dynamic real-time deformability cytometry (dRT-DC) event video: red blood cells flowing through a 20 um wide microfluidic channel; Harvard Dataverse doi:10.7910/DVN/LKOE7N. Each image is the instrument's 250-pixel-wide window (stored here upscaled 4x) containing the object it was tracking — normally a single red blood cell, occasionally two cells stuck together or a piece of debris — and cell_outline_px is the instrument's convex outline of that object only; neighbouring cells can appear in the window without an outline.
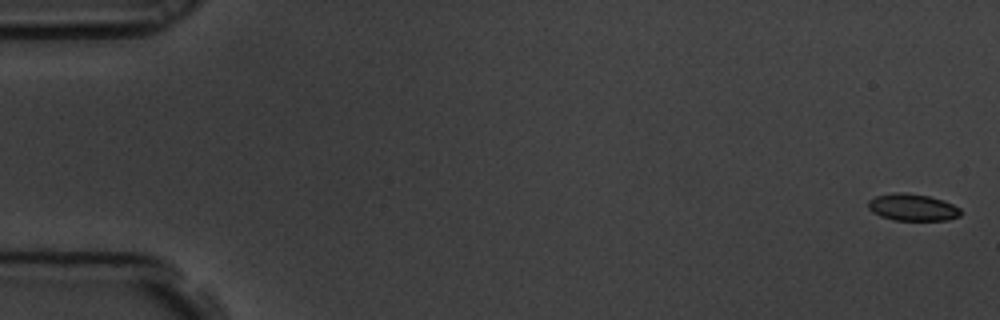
{"species": "common noctule bat (a hibernating species)", "species_latin": "Nyctalus noctula", "temperature_condition": "room temperature", "stored_images_in_passage": 6, "camera_frame_rate_fps": 3000, "um_per_image_px": 0.085, "animal": {"sex": "male", "body_mass_g": 19.5, "forearm_length_mm": 54.6}, "frame": {"image": 1, "passage_image": 1, "time_ms": 0.0, "image_size_px": [1000, 320], "cell_outline_px": [[960, 216], [948, 220], [892, 220], [880, 216], [872, 212], [868, 208], [868, 200], [876, 196], [892, 192], [904, 192], [928, 196], [944, 200], [960, 208]], "centroid_in_image_um": [77.54, 17.62], "position_along_channel_um": 7.5, "area_um2": 14.62}}
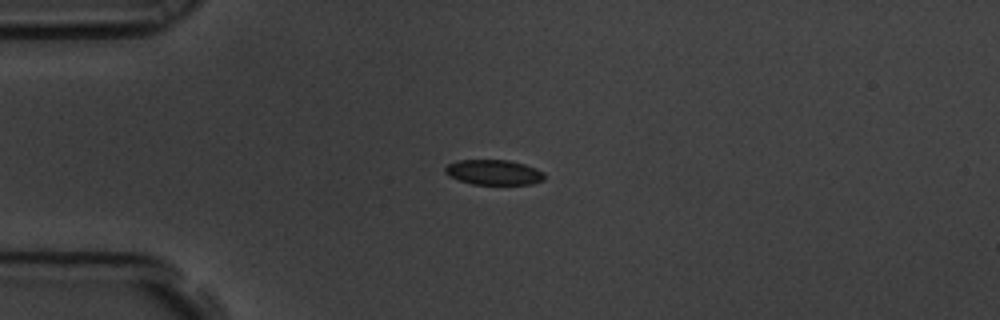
{"frame": {"image": 2, "passage_image": 5, "time_ms": 1.333, "image_size_px": [1000, 320], "cell_outline_px": [[544, 180], [532, 184], [472, 184], [448, 176], [444, 172], [444, 168], [448, 164], [456, 160], [508, 160], [524, 164], [536, 168], [544, 172]], "centroid_in_image_um": [41.96, 14.64], "position_along_channel_um": 43.0, "area_um2": 14.57}}